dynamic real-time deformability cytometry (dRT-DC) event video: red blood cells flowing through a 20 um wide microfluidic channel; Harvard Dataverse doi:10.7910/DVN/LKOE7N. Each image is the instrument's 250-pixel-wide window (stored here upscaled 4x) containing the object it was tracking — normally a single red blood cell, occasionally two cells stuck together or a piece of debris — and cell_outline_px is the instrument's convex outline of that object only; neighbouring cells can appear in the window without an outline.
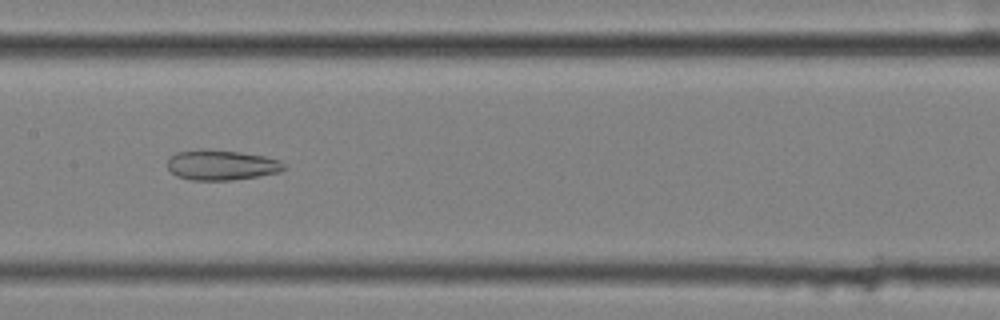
{"species": "common noctule bat (a hibernating species)", "species_latin": "Nyctalus noctula", "temperature_condition": "cold", "stored_images_in_passage": 58, "camera_frame_rate_fps": 3000, "um_per_image_px": 0.085, "animal": {"sex": "female", "body_mass_g": 25.1}, "frame": {"image": 1, "passage_image": 30, "time_ms": 9.667, "image_size_px": [1000, 320], "cell_outline_px": [[284, 168], [280, 172], [232, 180], [192, 180], [176, 176], [168, 168], [168, 160], [176, 152], [200, 148], [208, 148], [240, 152], [264, 156], [280, 160], [284, 164]], "centroid_in_image_um": [18.8, 14.01], "position_along_channel_um": 188.6, "area_um2": 20.58}}
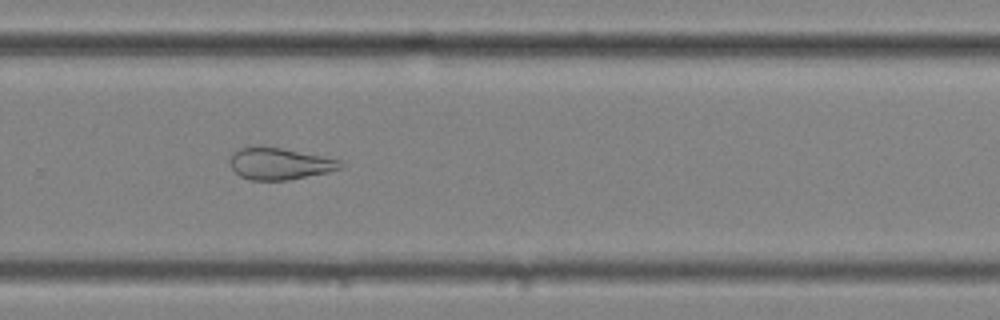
{"frame": {"image": 2, "passage_image": 40, "time_ms": 13.0, "image_size_px": [1000, 320], "cell_outline_px": [[344, 164], [340, 168], [328, 172], [288, 180], [252, 180], [240, 176], [232, 168], [228, 160], [232, 152], [240, 148], [260, 144], [340, 160]], "centroid_in_image_um": [23.7, 13.89], "position_along_channel_um": 306.1, "area_um2": 20.52}}
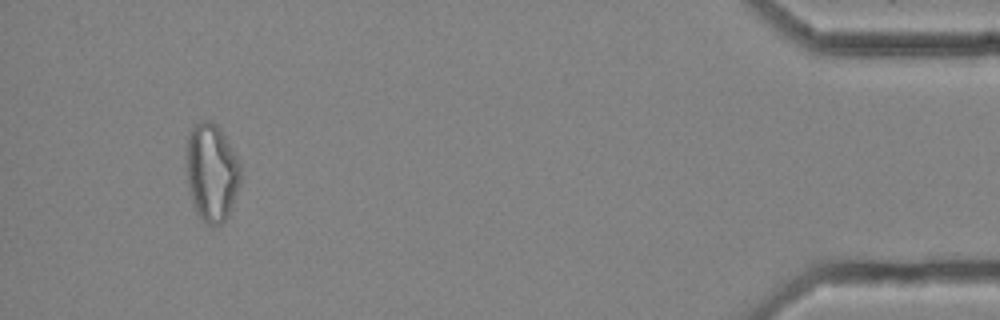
{"frame": {"image": 3, "passage_image": 55, "time_ms": 18.0, "image_size_px": [1000, 320], "cell_outline_px": [[240, 180], [228, 216], [220, 224], [208, 224], [196, 212], [188, 188], [188, 132], [200, 120], [212, 120], [216, 124], [224, 136], [240, 164]], "centroid_in_image_um": [17.99, 14.64], "position_along_channel_um": 417.2, "area_um2": 30.06}, "authors_computed_cell_mechanics": {"area_um2": 27.6573, "velocity_mm_per_s": 3.5349, "shape_relaxation_time_tau1_ms": null, "shape_relaxation_time_tau2_ms": 4.5486, "deformation_change_tau1": null, "deformation_change_tau2": 0.1344}}